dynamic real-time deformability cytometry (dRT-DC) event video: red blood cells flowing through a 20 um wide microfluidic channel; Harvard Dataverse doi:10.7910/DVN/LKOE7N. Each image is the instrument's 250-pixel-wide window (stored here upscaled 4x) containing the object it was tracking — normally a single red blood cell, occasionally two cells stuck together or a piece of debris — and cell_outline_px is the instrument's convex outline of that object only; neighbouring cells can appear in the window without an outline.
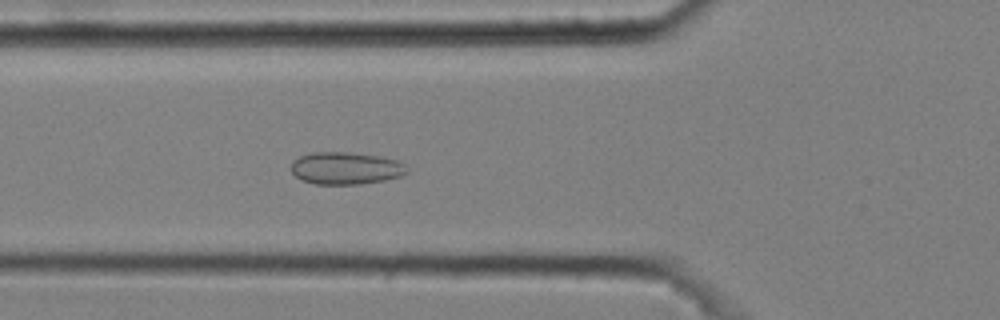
{"species": "common noctule bat (a hibernating species)", "species_latin": "Nyctalus noctula", "temperature_condition": "cold", "stored_images_in_passage": 47, "camera_frame_rate_fps": 3000, "um_per_image_px": 0.085, "animal": {"sex": "male", "body_mass_g": 20.4}, "frame": {"image": 1, "passage_image": 18, "time_ms": 5.667, "image_size_px": [1000, 320], "cell_outline_px": [[408, 172], [400, 176], [384, 180], [360, 184], [316, 184], [300, 180], [292, 172], [292, 160], [300, 156], [312, 152], [348, 152], [380, 156], [396, 160], [404, 164], [408, 168]], "centroid_in_image_um": [29.38, 14.29], "position_along_channel_um": 96.4, "area_um2": 21.85}}
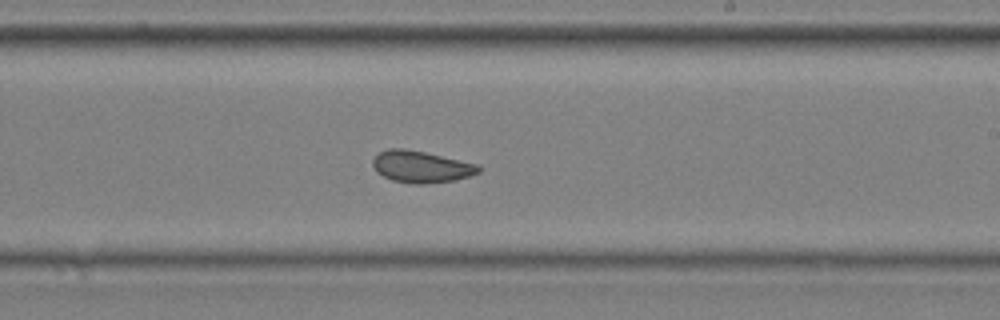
{"frame": {"image": 2, "passage_image": 31, "time_ms": 10.0, "image_size_px": [1000, 320], "cell_outline_px": [[480, 172], [456, 180], [424, 184], [412, 184], [392, 180], [376, 172], [372, 164], [372, 160], [380, 152], [388, 148], [404, 148], [424, 152], [480, 164]], "centroid_in_image_um": [35.8, 14.17], "position_along_channel_um": 253.2, "area_um2": 19.65}}
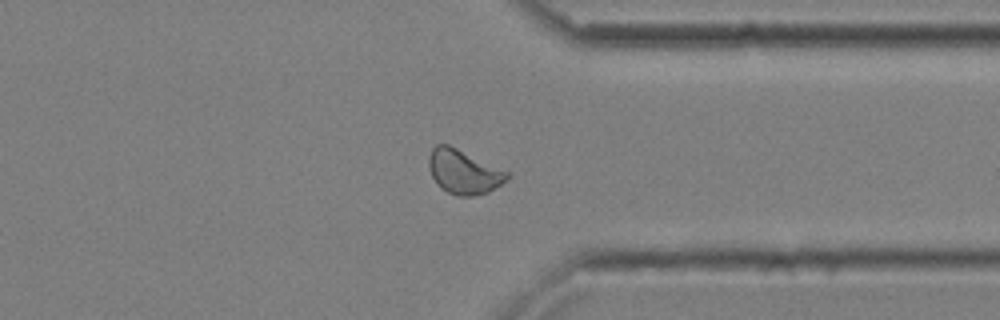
{"frame": {"image": 3, "passage_image": 41, "time_ms": 13.333, "image_size_px": [1000, 320], "cell_outline_px": [[512, 176], [508, 180], [488, 192], [472, 196], [456, 196], [440, 188], [436, 184], [432, 176], [428, 164], [428, 160], [432, 148], [436, 144], [448, 144], [512, 172]], "centroid_in_image_um": [39.46, 14.6], "position_along_channel_um": 371.9, "area_um2": 20.58}, "authors_computed_cell_mechanics": {"area_um2": 20.1722, "velocity_mm_per_s": 3.6173, "shape_relaxation_time_tau1_ms": null, "shape_relaxation_time_tau2_ms": 1.5929, "deformation_change_tau1": null, "deformation_change_tau2": 0.0666}}